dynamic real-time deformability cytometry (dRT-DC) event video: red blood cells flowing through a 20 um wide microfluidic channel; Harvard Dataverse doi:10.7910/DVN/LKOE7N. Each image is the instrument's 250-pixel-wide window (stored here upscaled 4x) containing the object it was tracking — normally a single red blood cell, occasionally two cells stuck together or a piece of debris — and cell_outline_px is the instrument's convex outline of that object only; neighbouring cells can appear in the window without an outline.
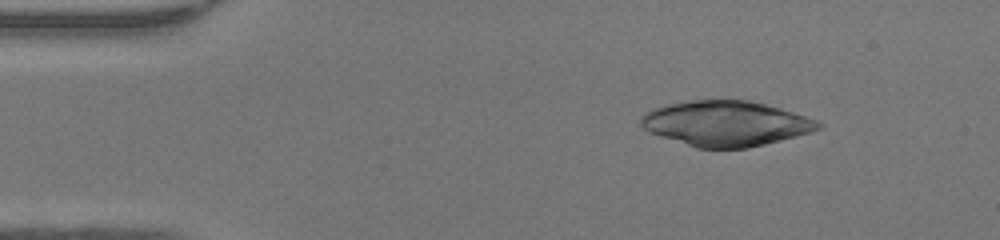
{"species": "human", "species_latin": "Homo sapiens", "temperature_condition": "warm", "stored_images_in_passage": 47, "camera_frame_rate_fps": 3000, "um_per_image_px": 0.085, "donor": {"sex": "female"}, "frame": {"image": 1, "passage_image": 6, "time_ms": 1.667, "image_size_px": [1000, 240], "cell_outline_px": [[824, 124], [820, 128], [796, 136], [748, 148], [696, 148], [648, 132], [640, 124], [640, 116], [644, 112], [652, 108], [668, 104], [692, 100], [748, 100], [780, 108], [816, 120]], "centroid_in_image_um": [61.63, 10.49], "position_along_channel_um": 23.4, "area_um2": 46.53}}
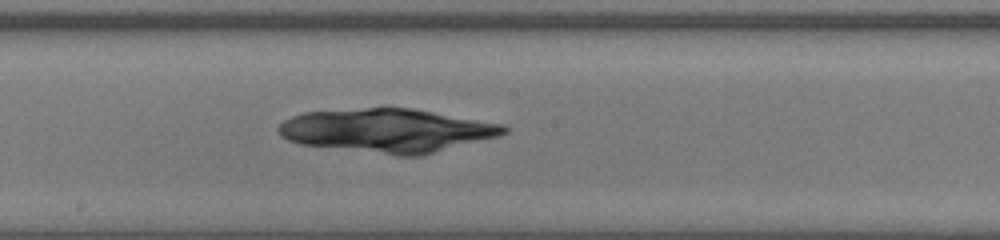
{"frame": {"image": 2, "passage_image": 25, "time_ms": 8.0, "image_size_px": [1000, 240], "cell_outline_px": [[508, 132], [500, 136], [420, 156], [396, 156], [300, 144], [288, 140], [280, 136], [276, 128], [284, 120], [292, 116], [304, 112], [388, 104], [412, 108], [504, 124], [508, 128]], "centroid_in_image_um": [32.89, 11.06], "position_along_channel_um": 215.3, "area_um2": 58.78}}
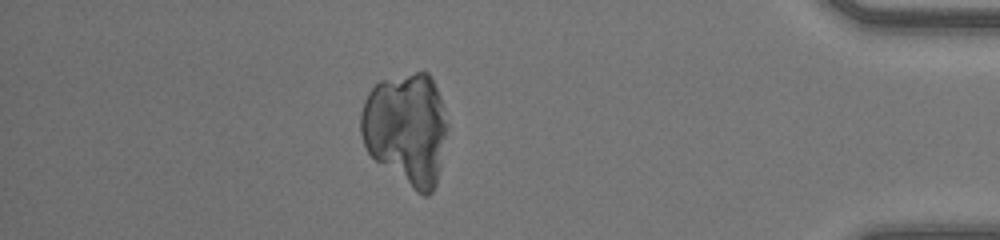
{"frame": {"image": 3, "passage_image": 41, "time_ms": 13.333, "image_size_px": [1000, 240], "cell_outline_px": [[448, 128], [440, 168], [436, 184], [432, 192], [428, 196], [424, 196], [416, 192], [376, 160], [368, 152], [364, 144], [360, 132], [360, 112], [364, 100], [368, 92], [380, 80], [416, 72], [428, 72], [440, 96], [444, 108], [448, 124]], "centroid_in_image_um": [34.53, 10.95], "position_along_channel_um": 400.7, "area_um2": 56.82}}